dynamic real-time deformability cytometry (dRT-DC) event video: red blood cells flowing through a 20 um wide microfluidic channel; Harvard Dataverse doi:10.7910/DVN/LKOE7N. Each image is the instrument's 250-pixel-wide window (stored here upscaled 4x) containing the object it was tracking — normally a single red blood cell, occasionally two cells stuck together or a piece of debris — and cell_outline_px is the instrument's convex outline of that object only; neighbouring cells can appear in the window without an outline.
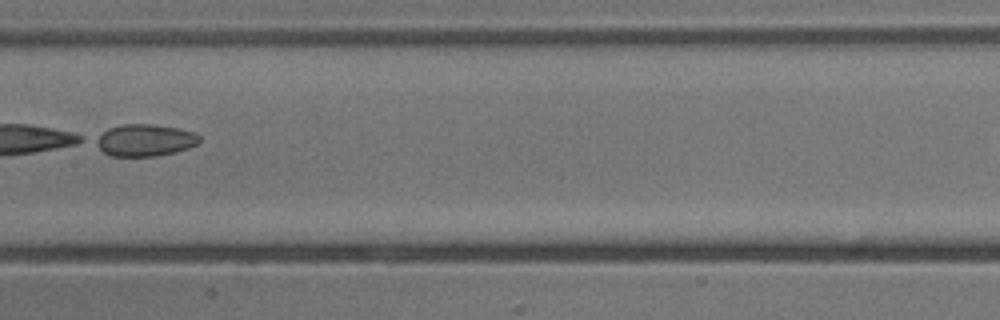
{"species": "common noctule bat (a hibernating species)", "species_latin": "Nyctalus noctula", "temperature_condition": "cold", "stored_images_in_passage": 6, "camera_frame_rate_fps": 3000, "um_per_image_px": 0.085, "animal": {"sex": "male", "body_mass_g": 13.3}, "frame": {"image": 1, "passage_image": 6, "time_ms": 6.667, "image_size_px": [1000, 320], "cell_outline_px": [[200, 140], [196, 144], [188, 148], [176, 152], [156, 156], [112, 156], [104, 152], [92, 140], [96, 136], [108, 128], [120, 124], [152, 124], [180, 128], [192, 132], [200, 136]], "centroid_in_image_um": [12.29, 11.91], "position_along_channel_um": 195.1, "area_um2": 19.42}}